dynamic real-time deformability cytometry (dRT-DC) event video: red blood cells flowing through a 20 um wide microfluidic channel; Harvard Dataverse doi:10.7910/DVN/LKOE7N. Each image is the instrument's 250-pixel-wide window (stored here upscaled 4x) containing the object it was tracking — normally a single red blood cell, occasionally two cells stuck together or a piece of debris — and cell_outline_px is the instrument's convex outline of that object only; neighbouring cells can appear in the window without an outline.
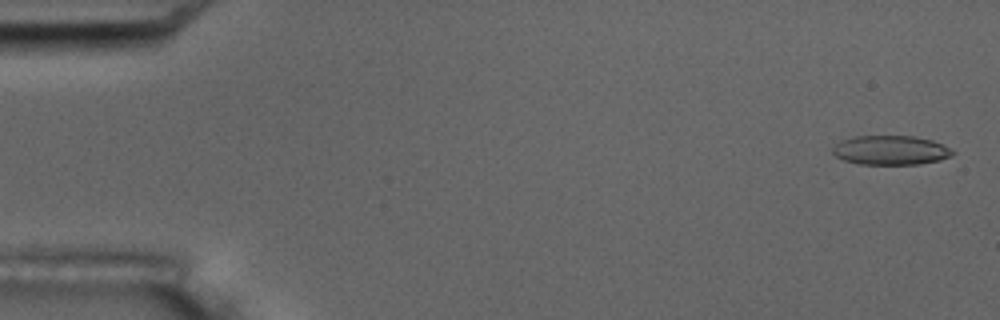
{"species": "common noctule bat (a hibernating species)", "species_latin": "Nyctalus noctula", "temperature_condition": "room temperature", "stored_images_in_passage": 7, "camera_frame_rate_fps": 3000, "um_per_image_px": 0.085, "animal": {"sex": "male", "body_mass_g": 17.5, "forearm_length_mm": 52.3}, "frame": {"image": 1, "passage_image": 1, "time_ms": 0.0, "image_size_px": [1000, 320], "cell_outline_px": [[956, 152], [952, 156], [940, 160], [920, 164], [860, 164], [844, 160], [836, 156], [832, 152], [832, 148], [840, 140], [856, 136], [912, 136], [932, 140]], "centroid_in_image_um": [75.69, 12.77], "position_along_channel_um": 9.3, "area_um2": 20.4}}
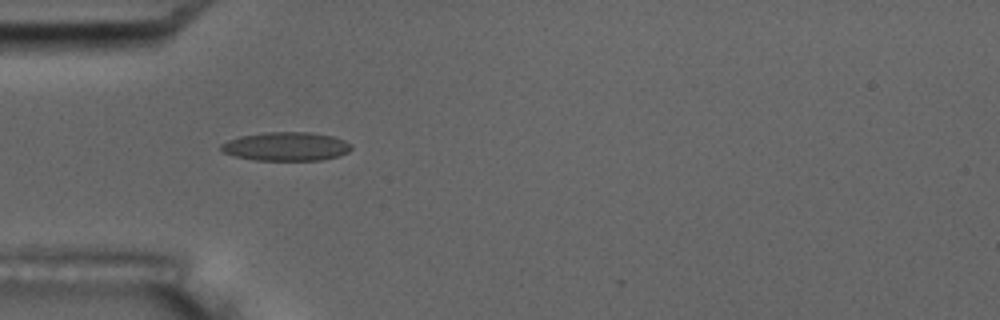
{"frame": {"image": 2, "passage_image": 5, "time_ms": 5.333, "image_size_px": [1000, 320], "cell_outline_px": [[352, 148], [348, 152], [340, 156], [320, 160], [256, 160], [236, 156], [224, 152], [220, 148], [220, 144], [228, 140], [240, 136], [264, 132], [308, 132], [332, 136], [344, 140], [352, 144]], "centroid_in_image_um": [24.34, 12.44], "position_along_channel_um": 60.7, "area_um2": 21.79}}